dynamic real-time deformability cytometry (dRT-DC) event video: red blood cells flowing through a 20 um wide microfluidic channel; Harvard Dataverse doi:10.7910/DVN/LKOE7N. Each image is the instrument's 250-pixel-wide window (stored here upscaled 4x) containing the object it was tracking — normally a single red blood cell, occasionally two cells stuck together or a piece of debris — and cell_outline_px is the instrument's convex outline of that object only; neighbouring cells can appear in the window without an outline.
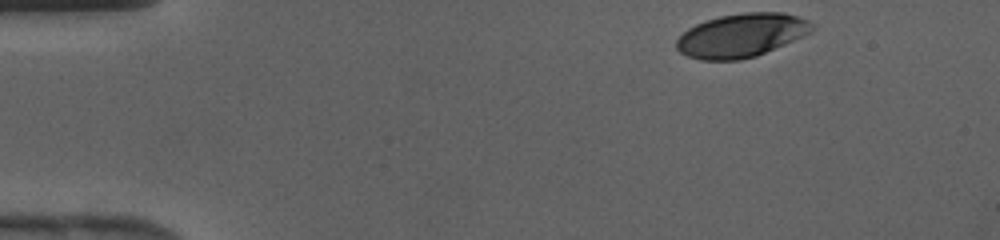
{"species": "human", "species_latin": "Homo sapiens", "temperature_condition": "cold", "stored_images_in_passage": 32, "camera_frame_rate_fps": 3000, "um_per_image_px": 0.085, "donor": {"sex": "female"}, "frame": {"image": 1, "passage_image": 1, "time_ms": 0.0, "image_size_px": [1000, 240], "cell_outline_px": [[816, 28], [804, 36], [756, 56], [740, 60], [700, 60], [688, 56], [680, 52], [676, 48], [676, 40], [688, 28], [696, 24], [720, 16], [744, 12], [784, 12], [808, 20]], "centroid_in_image_um": [63.03, 3.0], "position_along_channel_um": 22.0, "area_um2": 34.39}}
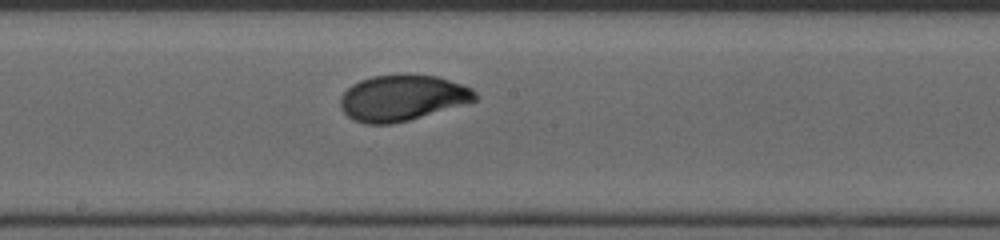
{"frame": {"image": 2, "passage_image": 19, "time_ms": 6.0, "image_size_px": [1000, 240], "cell_outline_px": [[476, 100], [408, 120], [392, 124], [364, 124], [348, 116], [340, 108], [340, 96], [352, 84], [360, 80], [372, 76], [408, 72], [436, 76], [464, 84], [472, 88], [476, 92]], "centroid_in_image_um": [34.17, 8.28], "position_along_channel_um": 214.0, "area_um2": 36.3}}
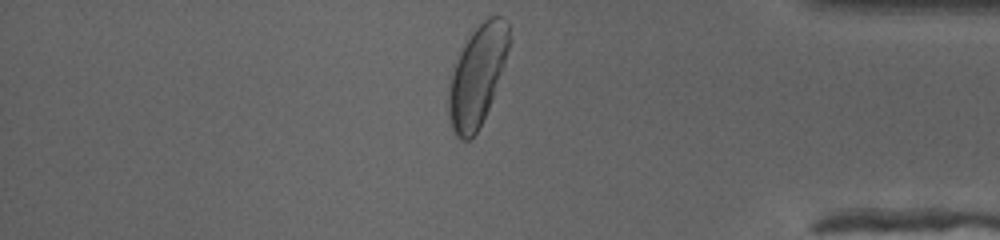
{"frame": {"image": 3, "passage_image": 32, "time_ms": 10.333, "image_size_px": [1000, 240], "cell_outline_px": [[512, 40], [492, 100], [476, 132], [468, 140], [460, 140], [456, 136], [452, 128], [448, 112], [448, 84], [456, 60], [464, 44], [472, 32], [488, 16], [504, 16], [508, 24]], "centroid_in_image_um": [40.58, 6.39], "position_along_channel_um": 394.6, "area_um2": 35.26}}